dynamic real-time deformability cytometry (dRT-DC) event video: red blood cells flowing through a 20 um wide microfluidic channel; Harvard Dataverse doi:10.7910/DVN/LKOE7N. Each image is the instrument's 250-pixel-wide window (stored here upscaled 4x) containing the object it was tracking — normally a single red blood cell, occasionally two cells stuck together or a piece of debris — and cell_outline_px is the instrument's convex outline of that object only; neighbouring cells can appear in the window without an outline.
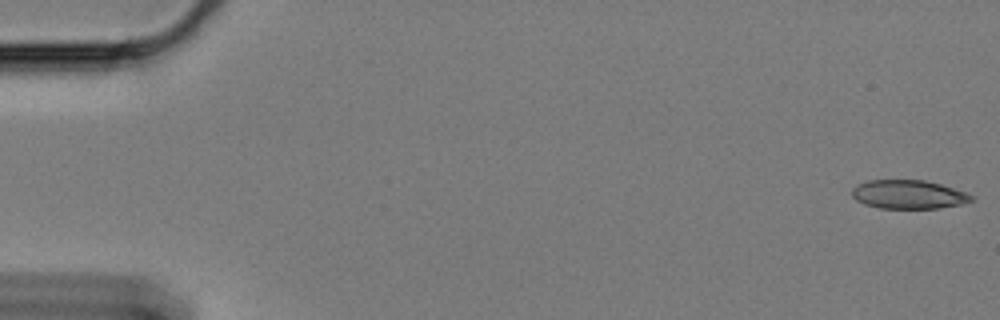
{"species": "Egyptian fruit bat (a non-hibernating species)", "species_latin": "Rousettus aegyptiacus", "temperature_condition": "cold", "stored_images_in_passage": 12, "camera_frame_rate_fps": 3000, "um_per_image_px": 0.085, "animal": {"sex": "female"}, "frame": {"image": 1, "passage_image": 1, "time_ms": 0.0, "image_size_px": [1000, 320], "cell_outline_px": [[976, 200], [960, 204], [940, 208], [880, 208], [864, 204], [856, 200], [852, 196], [852, 188], [856, 184], [868, 180], [924, 180], [940, 184], [968, 192], [976, 196]], "centroid_in_image_um": [77.26, 16.52], "position_along_channel_um": 7.7, "area_um2": 20.23}}